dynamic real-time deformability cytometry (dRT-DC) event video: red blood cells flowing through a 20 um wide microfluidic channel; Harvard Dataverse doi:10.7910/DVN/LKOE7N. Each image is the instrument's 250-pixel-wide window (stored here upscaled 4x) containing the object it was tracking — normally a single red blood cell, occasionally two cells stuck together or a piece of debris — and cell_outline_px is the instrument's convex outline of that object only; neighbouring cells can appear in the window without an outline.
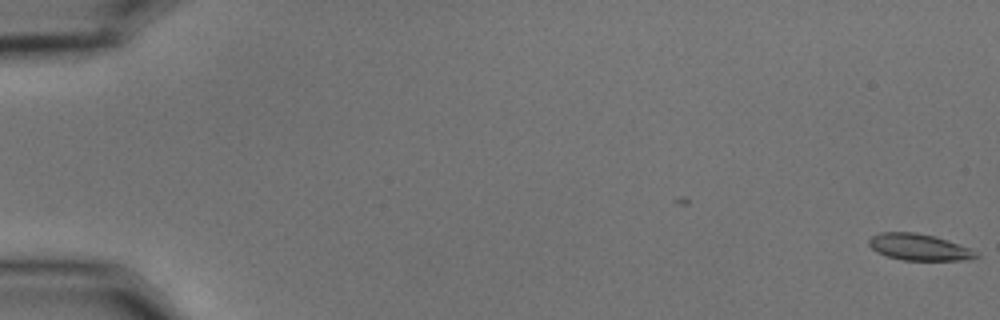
{"species": "common noctule bat (a hibernating species)", "species_latin": "Nyctalus noctula", "temperature_condition": "cold", "stored_images_in_passage": 56, "camera_frame_rate_fps": 3000, "um_per_image_px": 0.085, "animal": {"sex": "male", "body_mass_g": 15.6}, "frame": {"image": 1, "passage_image": 1, "time_ms": 0.0, "image_size_px": [1000, 320], "cell_outline_px": [[980, 256], [972, 260], [904, 260], [888, 256], [876, 252], [868, 244], [868, 240], [872, 236], [880, 232], [916, 232], [936, 236], [948, 240], [968, 248], [976, 252]], "centroid_in_image_um": [78.12, 21.0], "position_along_channel_um": 6.9, "area_um2": 16.59}}
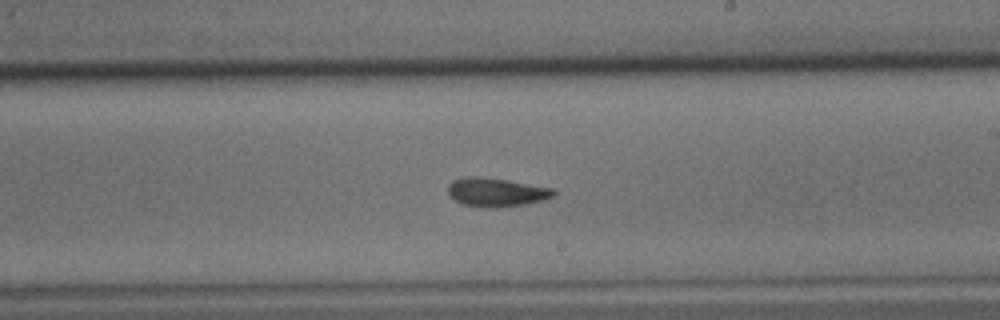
{"frame": {"image": 2, "passage_image": 34, "time_ms": 11.0, "image_size_px": [1000, 320], "cell_outline_px": [[556, 192], [552, 196], [540, 200], [524, 204], [496, 208], [488, 208], [464, 204], [448, 196], [448, 184], [452, 180], [468, 176], [476, 176], [504, 180], [556, 188]], "centroid_in_image_um": [42.15, 16.33], "position_along_channel_um": 246.8, "area_um2": 17.51}}
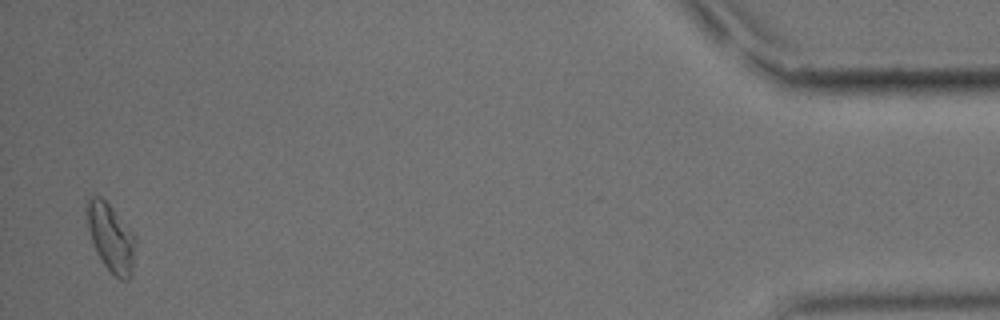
{"frame": {"image": 3, "passage_image": 55, "time_ms": 18.0, "image_size_px": [1000, 320], "cell_outline_px": [[136, 244], [132, 276], [128, 280], [120, 280], [104, 264], [96, 252], [88, 228], [84, 208], [88, 196], [100, 196], [112, 208], [136, 236]], "centroid_in_image_um": [9.42, 20.19], "position_along_channel_um": 425.8, "area_um2": 19.42}, "authors_computed_cell_mechanics": {"area_um2": 17.1088, "velocity_mm_per_s": 3.6697, "shape_relaxation_time_tau1_ms": 5.9356, "shape_relaxation_time_tau2_ms": 2.6584, "deformation_change_tau1": 0.1367, "deformation_change_tau2": 0.0677}}